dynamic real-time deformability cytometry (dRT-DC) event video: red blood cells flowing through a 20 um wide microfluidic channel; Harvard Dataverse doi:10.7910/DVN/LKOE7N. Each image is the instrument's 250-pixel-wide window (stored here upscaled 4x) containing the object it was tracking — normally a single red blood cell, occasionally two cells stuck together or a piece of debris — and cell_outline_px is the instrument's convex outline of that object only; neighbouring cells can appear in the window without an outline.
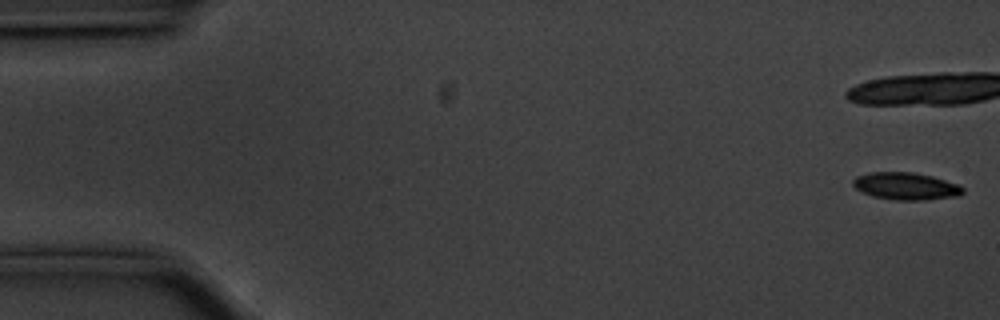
{"species": "common noctule bat (a hibernating species)", "species_latin": "Nyctalus noctula", "temperature_condition": "cold", "stored_images_in_passage": 18, "camera_frame_rate_fps": 3000, "um_per_image_px": 0.085, "animal": {"sex": "male", "body_mass_g": 20.1, "forearm_length_mm": 53.5}, "frame": {"image": 1, "passage_image": 1, "time_ms": 0.0, "image_size_px": [1000, 320], "cell_outline_px": [[964, 192], [960, 196], [924, 200], [896, 200], [872, 196], [856, 188], [852, 184], [852, 180], [856, 176], [872, 172], [912, 172], [932, 176], [960, 184], [964, 188]], "centroid_in_image_um": [77.04, 15.82], "position_along_channel_um": 8.0, "area_um2": 17.57}}